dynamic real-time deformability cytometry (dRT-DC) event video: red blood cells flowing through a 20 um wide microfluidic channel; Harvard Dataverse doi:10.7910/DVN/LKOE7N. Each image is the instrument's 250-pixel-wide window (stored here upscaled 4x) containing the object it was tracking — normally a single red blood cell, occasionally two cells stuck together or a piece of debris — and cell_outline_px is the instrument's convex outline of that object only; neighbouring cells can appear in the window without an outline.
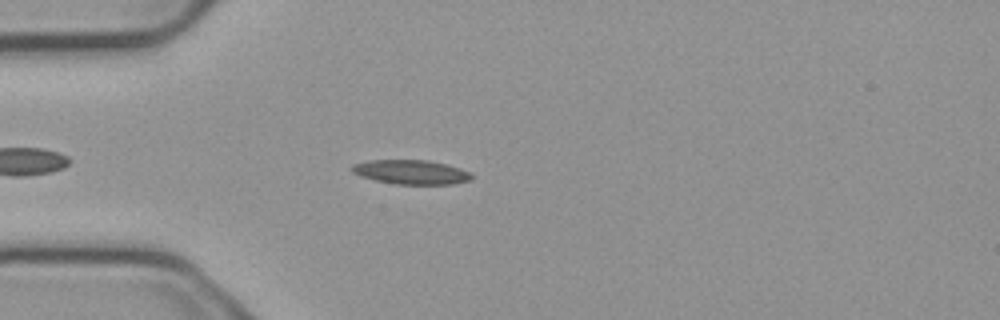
{"species": "common noctule bat (a hibernating species)", "species_latin": "Nyctalus noctula", "temperature_condition": "cold", "stored_images_in_passage": 3, "camera_frame_rate_fps": 3000, "um_per_image_px": 0.085, "animal": {"sex": "male", "body_mass_g": 23.1, "forearm_length_mm": 52.7}, "frame": {"image": 1, "passage_image": 2, "time_ms": 0.333, "image_size_px": [1000, 320], "cell_outline_px": [[472, 180], [452, 184], [396, 184], [376, 180], [360, 176], [352, 172], [352, 164], [372, 160], [428, 160], [460, 168], [472, 172]], "centroid_in_image_um": [34.97, 14.63], "position_along_channel_um": 50.0, "area_um2": 16.88}}